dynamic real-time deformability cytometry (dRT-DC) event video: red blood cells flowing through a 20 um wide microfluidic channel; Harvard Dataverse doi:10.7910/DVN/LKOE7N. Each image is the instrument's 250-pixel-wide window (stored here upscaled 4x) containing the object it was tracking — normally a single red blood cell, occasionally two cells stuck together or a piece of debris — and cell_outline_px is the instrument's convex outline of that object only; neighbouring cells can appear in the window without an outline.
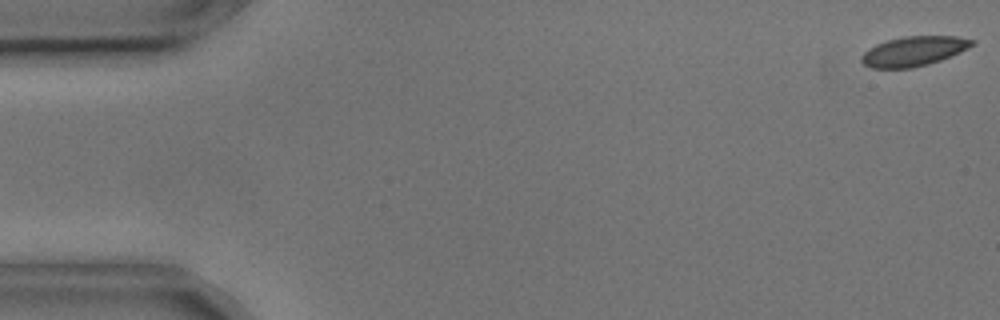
{"species": "common noctule bat (a hibernating species)", "species_latin": "Nyctalus noctula", "temperature_condition": "cold", "stored_images_in_passage": 5, "camera_frame_rate_fps": 3000, "um_per_image_px": 0.085, "animal": {"sex": "male", "body_mass_g": 17.9, "forearm_length_mm": 54.2}, "frame": {"image": 1, "passage_image": 1, "time_ms": 0.0, "image_size_px": [1000, 320], "cell_outline_px": [[976, 44], [960, 52], [940, 60], [928, 64], [912, 68], [872, 68], [864, 64], [860, 60], [860, 56], [868, 48], [876, 44], [888, 40], [904, 36], [956, 36], [976, 40]], "centroid_in_image_um": [77.67, 4.35], "position_along_channel_um": 7.3, "area_um2": 19.19}}
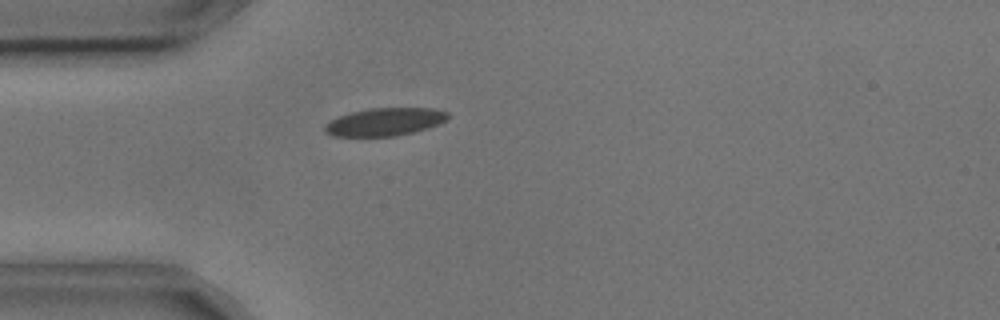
{"frame": {"image": 2, "passage_image": 5, "time_ms": 1.333, "image_size_px": [1000, 320], "cell_outline_px": [[448, 120], [428, 128], [396, 136], [332, 136], [324, 132], [324, 124], [340, 116], [352, 112], [368, 108], [436, 108], [448, 112]], "centroid_in_image_um": [32.72, 10.35], "position_along_channel_um": 52.3, "area_um2": 20.0}}